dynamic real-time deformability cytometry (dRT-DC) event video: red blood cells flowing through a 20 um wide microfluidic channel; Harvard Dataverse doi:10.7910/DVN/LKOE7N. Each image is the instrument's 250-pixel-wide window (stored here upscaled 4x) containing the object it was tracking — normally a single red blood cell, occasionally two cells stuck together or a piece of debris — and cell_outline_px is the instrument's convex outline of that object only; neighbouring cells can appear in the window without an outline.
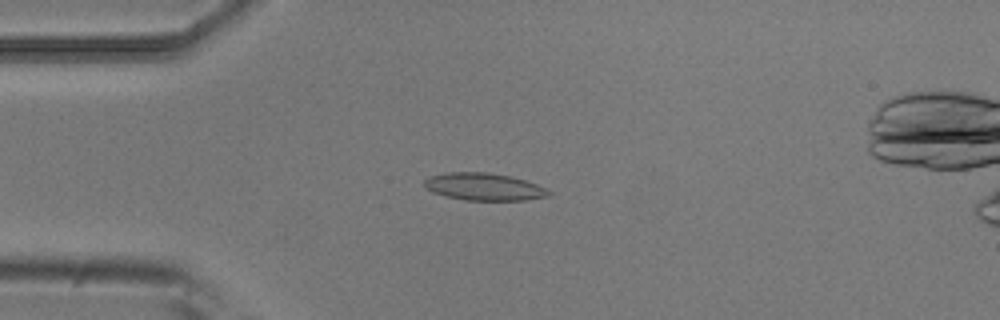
{"species": "common noctule bat (a hibernating species)", "species_latin": "Nyctalus noctula", "temperature_condition": "room temperature", "stored_images_in_passage": 5, "camera_frame_rate_fps": 3000, "um_per_image_px": 0.085, "animal": {"sex": "male", "body_mass_g": 20.5, "forearm_length_mm": 52.5}, "frame": {"image": 1, "passage_image": 3, "time_ms": 0.667, "image_size_px": [1000, 320], "cell_outline_px": [[552, 196], [524, 200], [464, 200], [432, 192], [424, 184], [424, 180], [428, 176], [444, 172], [488, 172], [508, 176], [524, 180], [536, 184], [552, 192]], "centroid_in_image_um": [41.13, 15.87], "position_along_channel_um": 43.9, "area_um2": 19.77}}
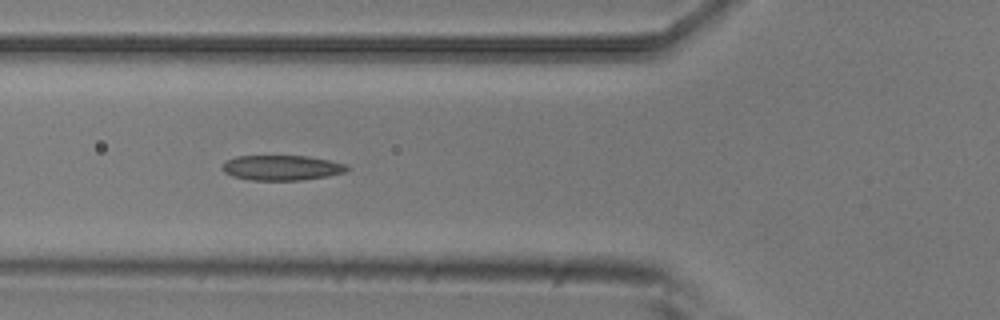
{"frame": {"image": 2, "passage_image": 5, "time_ms": 1.333, "image_size_px": [1000, 320], "cell_outline_px": [[352, 168], [344, 172], [328, 176], [300, 180], [248, 180], [232, 176], [224, 172], [220, 168], [224, 160], [236, 156], [308, 156], [348, 164]], "centroid_in_image_um": [23.92, 14.25], "position_along_channel_um": 101.9, "area_um2": 18.5}}